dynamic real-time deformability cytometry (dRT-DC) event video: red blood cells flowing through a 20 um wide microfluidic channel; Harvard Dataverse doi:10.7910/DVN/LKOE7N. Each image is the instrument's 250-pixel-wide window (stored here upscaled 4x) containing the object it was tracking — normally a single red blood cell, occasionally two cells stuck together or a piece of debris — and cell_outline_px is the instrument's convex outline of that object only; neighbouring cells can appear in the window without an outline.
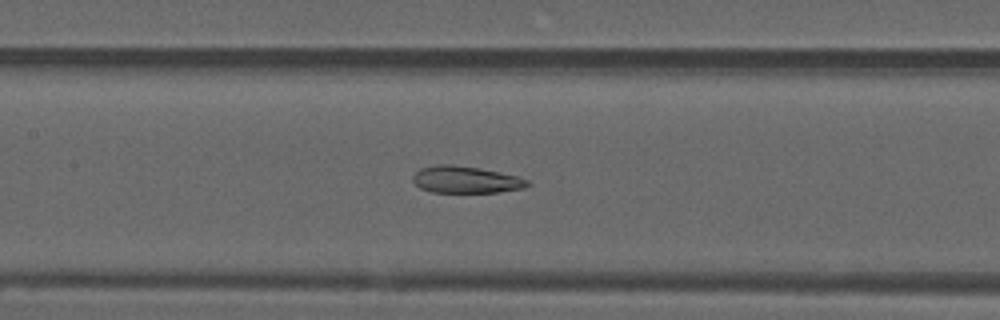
{"species": "common noctule bat (a hibernating species)", "species_latin": "Nyctalus noctula", "temperature_condition": "warm", "stored_images_in_passage": 44, "camera_frame_rate_fps": 3000, "um_per_image_px": 0.085, "animal": {"sex": "male", "forearm_length_mm": 52.5}, "frame": {"image": 1, "passage_image": 25, "time_ms": 8.0, "image_size_px": [1000, 320], "cell_outline_px": [[532, 184], [524, 188], [496, 192], [432, 192], [420, 188], [412, 180], [412, 176], [420, 168], [436, 164], [452, 164], [480, 168], [500, 172], [516, 176], [528, 180]], "centroid_in_image_um": [39.58, 15.26], "position_along_channel_um": 167.8, "area_um2": 18.03}}
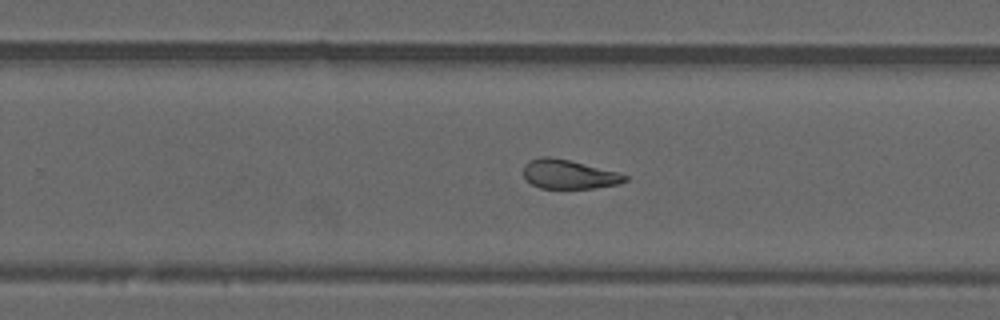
{"frame": {"image": 2, "passage_image": 34, "time_ms": 11.0, "image_size_px": [1000, 320], "cell_outline_px": [[628, 180], [620, 184], [592, 188], [540, 188], [532, 184], [524, 176], [524, 164], [528, 160], [544, 156], [552, 156], [616, 172], [628, 176]], "centroid_in_image_um": [48.33, 14.81], "position_along_channel_um": 281.5, "area_um2": 17.05}}
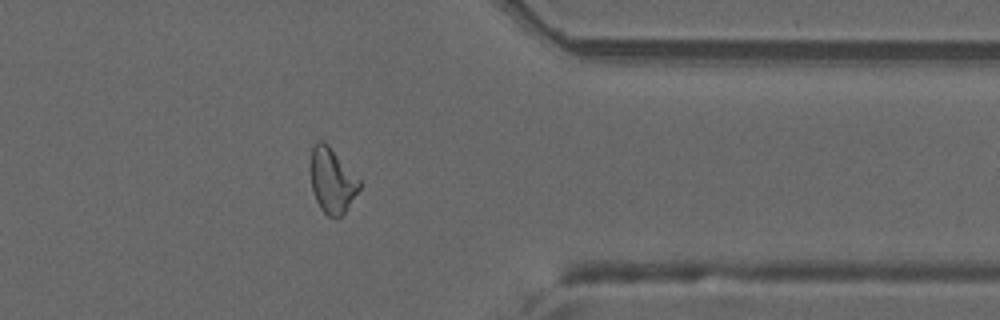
{"frame": {"image": 3, "passage_image": 43, "time_ms": 14.0, "image_size_px": [1000, 320], "cell_outline_px": [[360, 188], [344, 212], [340, 216], [328, 216], [320, 208], [316, 200], [312, 188], [308, 168], [312, 148], [316, 140], [324, 140], [328, 144], [360, 180]], "centroid_in_image_um": [28.17, 15.29], "position_along_channel_um": 383.2, "area_um2": 18.55}}